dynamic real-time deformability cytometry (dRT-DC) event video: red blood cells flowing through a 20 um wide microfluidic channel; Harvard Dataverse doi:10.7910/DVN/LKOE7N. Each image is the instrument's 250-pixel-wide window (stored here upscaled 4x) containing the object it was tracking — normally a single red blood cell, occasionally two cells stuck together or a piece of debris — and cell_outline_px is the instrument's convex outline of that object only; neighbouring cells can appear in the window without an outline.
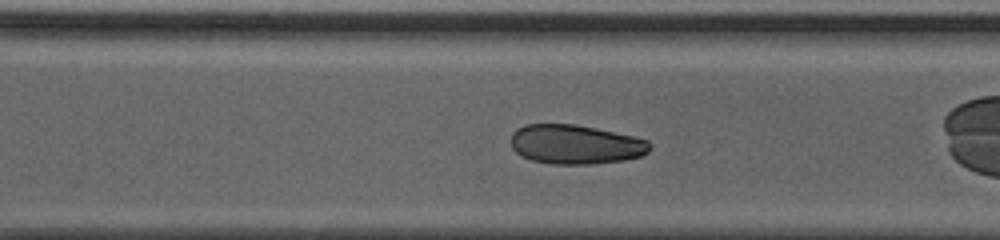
{"species": "human", "species_latin": "Homo sapiens", "temperature_condition": "cold", "stored_images_in_passage": 28, "segment_of_instrument_passage": [2, 2], "camera_frame_rate_fps": 3000, "um_per_image_px": 0.085, "donor": {"sex": "male"}, "frame": {"image": 1, "passage_image": 16, "time_ms": 5.0, "image_size_px": [1000, 240], "cell_outline_px": [[652, 148], [648, 152], [640, 156], [624, 160], [592, 164], [552, 164], [532, 160], [520, 156], [512, 148], [512, 132], [524, 124], [576, 124], [596, 128], [632, 136], [648, 140], [652, 144]], "centroid_in_image_um": [48.92, 12.27], "position_along_channel_um": 321.7, "area_um2": 31.96}}